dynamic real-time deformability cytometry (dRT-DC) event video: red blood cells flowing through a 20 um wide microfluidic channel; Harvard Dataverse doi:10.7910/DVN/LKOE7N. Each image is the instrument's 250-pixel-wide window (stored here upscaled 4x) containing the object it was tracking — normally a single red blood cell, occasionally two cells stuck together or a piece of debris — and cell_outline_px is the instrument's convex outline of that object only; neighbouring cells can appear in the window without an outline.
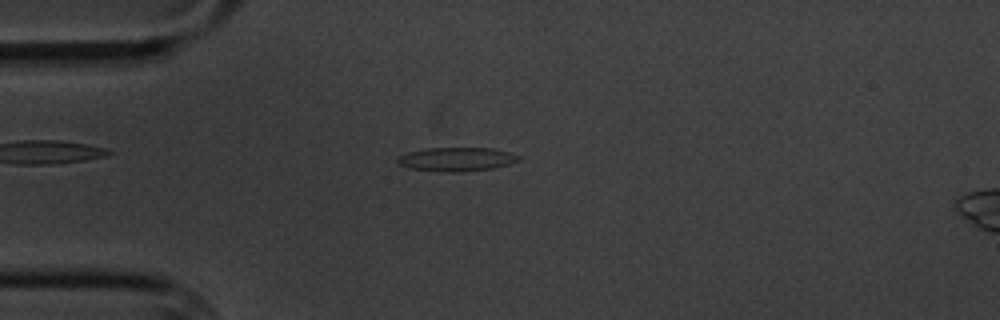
{"species": "common noctule bat (a hibernating species)", "species_latin": "Nyctalus noctula", "temperature_condition": "cold", "stored_images_in_passage": 3, "camera_frame_rate_fps": 3000, "um_per_image_px": 0.085, "animal": {"sex": "male", "body_mass_g": 20.1, "forearm_length_mm": 53.5}, "frame": {"image": 1, "passage_image": 1, "time_ms": 0.0, "image_size_px": [1000, 320], "cell_outline_px": [[520, 160], [508, 164], [492, 168], [460, 172], [448, 172], [408, 168], [400, 164], [396, 160], [400, 156], [408, 152], [428, 148], [492, 148], [508, 152], [520, 156]], "centroid_in_image_um": [38.81, 13.53], "position_along_channel_um": 46.2, "area_um2": 16.59}}
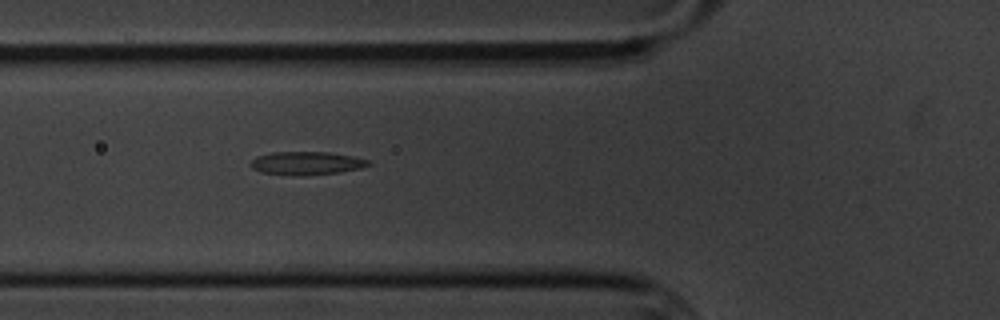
{"frame": {"image": 2, "passage_image": 3, "time_ms": 2.0, "image_size_px": [1000, 320], "cell_outline_px": [[372, 164], [360, 168], [340, 172], [260, 172], [252, 168], [248, 164], [256, 156], [272, 152], [328, 152], [352, 156], [368, 160]], "centroid_in_image_um": [26.06, 13.8], "position_along_channel_um": 99.7, "area_um2": 14.8}}